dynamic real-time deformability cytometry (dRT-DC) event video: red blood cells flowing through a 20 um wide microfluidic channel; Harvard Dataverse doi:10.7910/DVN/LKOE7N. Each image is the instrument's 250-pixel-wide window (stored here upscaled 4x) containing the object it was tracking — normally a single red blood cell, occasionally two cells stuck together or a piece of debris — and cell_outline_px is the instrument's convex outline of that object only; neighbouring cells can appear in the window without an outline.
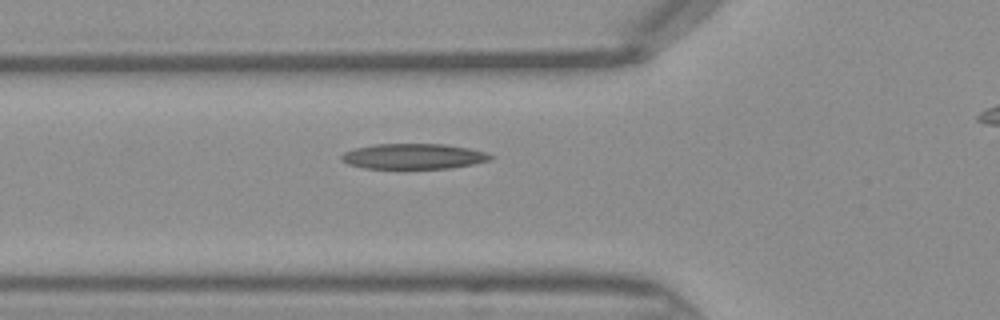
{"species": "Egyptian fruit bat (a non-hibernating species)", "species_latin": "Rousettus aegyptiacus", "temperature_condition": "warm", "stored_images_in_passage": 27, "camera_frame_rate_fps": 3000, "um_per_image_px": 0.085, "frame": {"image": 1, "passage_image": 2, "time_ms": 0.333, "image_size_px": [1000, 320], "cell_outline_px": [[496, 156], [492, 160], [452, 168], [364, 168], [348, 164], [340, 160], [340, 156], [344, 152], [356, 148], [376, 144], [444, 144], [468, 148], [488, 152]], "centroid_in_image_um": [35.19, 13.29], "position_along_channel_um": 90.6, "area_um2": 22.14}}
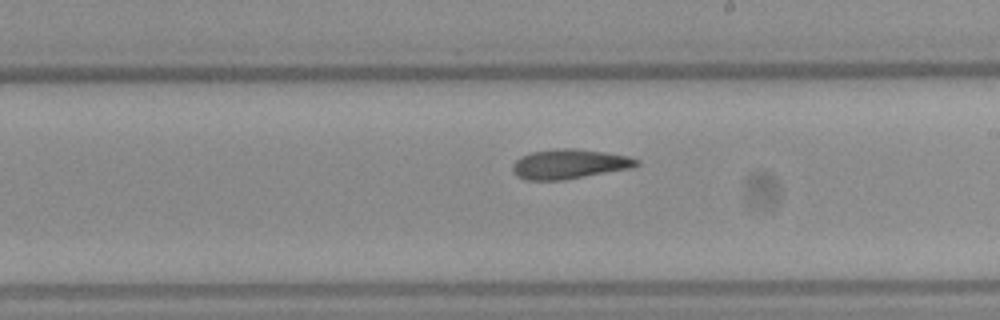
{"frame": {"image": 2, "passage_image": 12, "time_ms": 3.667, "image_size_px": [1000, 320], "cell_outline_px": [[640, 164], [632, 168], [564, 180], [524, 180], [516, 176], [512, 172], [512, 164], [516, 160], [532, 152], [564, 148], [572, 148], [604, 152], [628, 156], [640, 160]], "centroid_in_image_um": [48.4, 13.96], "position_along_channel_um": 240.6, "area_um2": 21.39}}
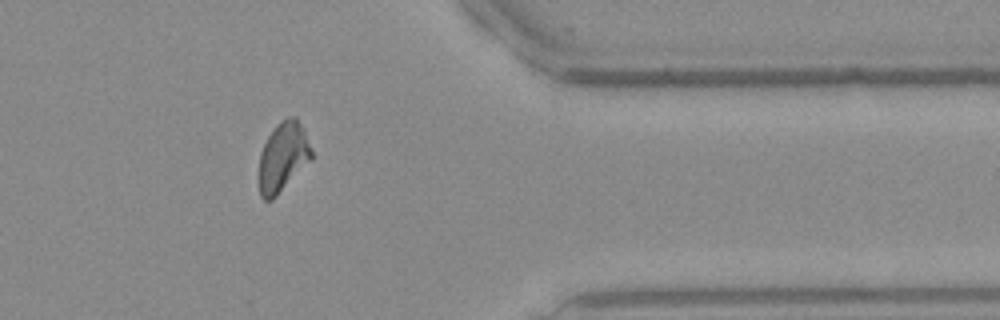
{"frame": {"image": 3, "passage_image": 23, "time_ms": 7.333, "image_size_px": [1000, 320], "cell_outline_px": [[312, 160], [272, 200], [264, 200], [260, 196], [256, 176], [260, 152], [268, 136], [276, 124], [288, 116], [296, 116], [304, 128], [312, 152]], "centroid_in_image_um": [24.01, 13.36], "position_along_channel_um": 387.4, "area_um2": 21.85}}